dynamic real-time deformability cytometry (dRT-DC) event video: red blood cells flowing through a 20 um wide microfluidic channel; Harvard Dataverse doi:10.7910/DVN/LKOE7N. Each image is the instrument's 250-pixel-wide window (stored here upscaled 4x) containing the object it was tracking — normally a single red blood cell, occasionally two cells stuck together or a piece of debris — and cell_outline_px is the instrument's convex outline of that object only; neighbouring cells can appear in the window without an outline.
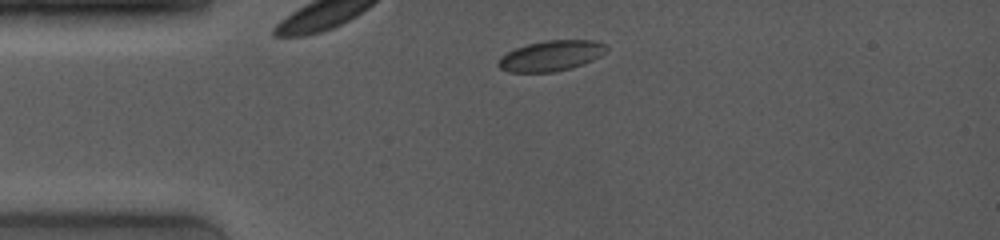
{"species": "common noctule bat (a hibernating species)", "species_latin": "Nyctalus noctula", "temperature_condition": "room temperature", "stored_images_in_passage": 20, "camera_frame_rate_fps": 4000, "um_per_image_px": 0.085, "animal": {"sex": "female", "body_mass_g": 19.0, "forearm_length_mm": 53.3}, "frame": {"image": 1, "passage_image": 4, "time_ms": 1.5, "image_size_px": [1000, 240], "cell_outline_px": [[608, 52], [584, 64], [556, 72], [508, 72], [500, 68], [496, 64], [496, 60], [500, 56], [516, 48], [528, 44], [548, 40], [596, 40], [604, 44], [608, 48]], "centroid_in_image_um": [46.84, 4.74], "position_along_channel_um": 38.2, "area_um2": 19.36}}